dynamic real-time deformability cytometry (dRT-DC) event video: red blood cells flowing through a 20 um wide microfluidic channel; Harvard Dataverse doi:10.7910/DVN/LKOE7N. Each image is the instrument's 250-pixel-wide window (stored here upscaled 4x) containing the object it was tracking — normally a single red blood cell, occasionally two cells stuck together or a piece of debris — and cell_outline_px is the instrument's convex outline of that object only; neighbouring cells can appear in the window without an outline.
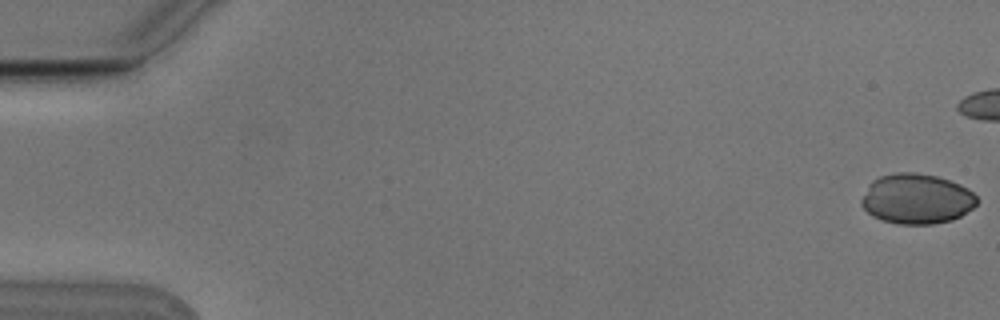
{"species": "Egyptian fruit bat (a non-hibernating species)", "species_latin": "Rousettus aegyptiacus", "temperature_condition": "cold", "stored_images_in_passage": 6, "camera_frame_rate_fps": 3000, "um_per_image_px": 0.085, "animal": {"sex": "male"}, "frame": {"image": 1, "passage_image": 1, "time_ms": 0.0, "image_size_px": [1000, 320], "cell_outline_px": [[980, 200], [972, 208], [960, 216], [952, 220], [932, 224], [900, 224], [880, 220], [872, 216], [860, 204], [860, 200], [868, 184], [872, 180], [880, 176], [896, 172], [916, 172], [936, 176], [960, 184], [968, 188]], "centroid_in_image_um": [77.89, 16.9], "position_along_channel_um": 7.1, "area_um2": 33.99}}